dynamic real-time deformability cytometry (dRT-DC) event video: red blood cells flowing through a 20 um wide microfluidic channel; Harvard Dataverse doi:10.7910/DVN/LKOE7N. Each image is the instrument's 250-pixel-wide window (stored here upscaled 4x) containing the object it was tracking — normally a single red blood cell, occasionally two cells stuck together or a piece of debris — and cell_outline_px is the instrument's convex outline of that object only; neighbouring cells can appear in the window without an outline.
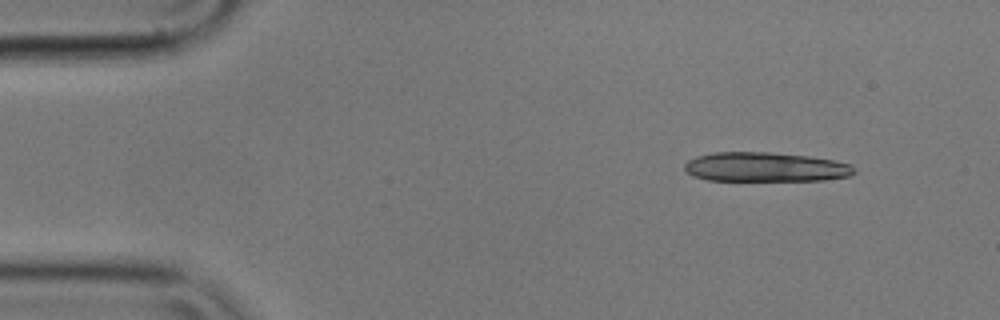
{"species": "common noctule bat (a hibernating species)", "species_latin": "Nyctalus noctula", "temperature_condition": "cold", "stored_images_in_passage": 6, "segment_of_instrument_passage": [2, 2], "camera_frame_rate_fps": 3000, "um_per_image_px": 0.085, "animal": {"sex": "male", "body_mass_g": 17.9}, "frame": {"image": 1, "passage_image": 6, "time_ms": 1.667, "image_size_px": [1000, 320], "cell_outline_px": [[856, 172], [852, 176], [824, 180], [708, 180], [692, 176], [684, 168], [684, 164], [688, 160], [696, 156], [712, 152], [772, 152], [808, 156], [836, 160], [852, 164], [856, 168]], "centroid_in_image_um": [65.1, 14.19], "position_along_channel_um": 19.9, "area_um2": 29.36}}